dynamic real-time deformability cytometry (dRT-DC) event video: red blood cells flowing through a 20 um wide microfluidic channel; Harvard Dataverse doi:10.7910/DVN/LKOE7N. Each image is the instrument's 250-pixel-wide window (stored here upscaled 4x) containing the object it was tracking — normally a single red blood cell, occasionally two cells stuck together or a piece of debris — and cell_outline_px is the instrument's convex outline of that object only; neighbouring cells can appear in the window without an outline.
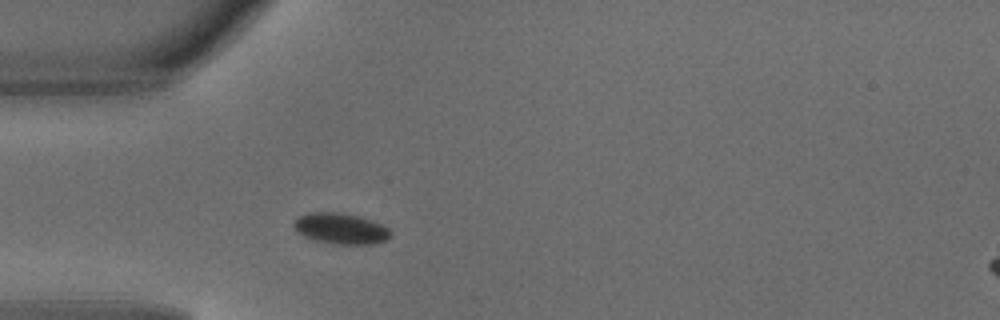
{"species": "common noctule bat (a hibernating species)", "species_latin": "Nyctalus noctula", "temperature_condition": "warm", "stored_images_in_passage": 3, "camera_frame_rate_fps": 3000, "um_per_image_px": 0.085, "animal": {"sex": "male", "body_mass_g": 18.8}, "frame": {"image": 1, "passage_image": 3, "time_ms": 0.667, "image_size_px": [1000, 320], "cell_outline_px": [[388, 236], [384, 240], [372, 244], [336, 244], [316, 240], [304, 236], [296, 232], [292, 224], [292, 220], [308, 212], [340, 212], [360, 216], [372, 220], [388, 228]], "centroid_in_image_um": [28.88, 19.4], "position_along_channel_um": 56.1, "area_um2": 17.34}}